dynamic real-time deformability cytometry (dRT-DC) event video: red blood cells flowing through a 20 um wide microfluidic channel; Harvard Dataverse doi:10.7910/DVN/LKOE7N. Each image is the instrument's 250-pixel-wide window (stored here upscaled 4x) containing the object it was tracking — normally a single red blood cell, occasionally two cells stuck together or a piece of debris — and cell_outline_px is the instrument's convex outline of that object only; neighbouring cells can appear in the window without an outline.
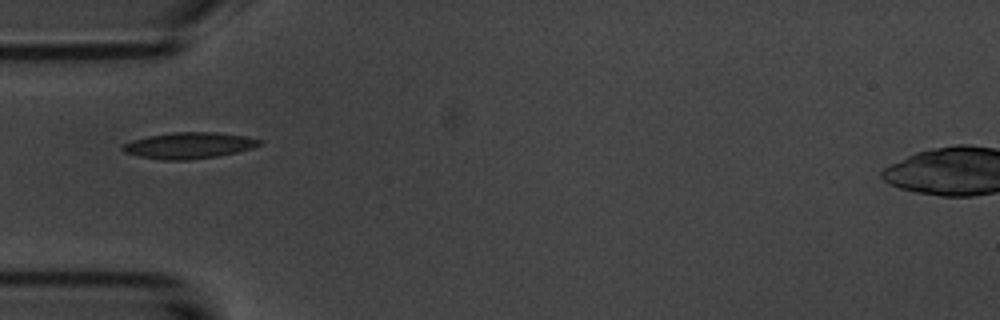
{"species": "common noctule bat (a hibernating species)", "species_latin": "Nyctalus noctula", "temperature_condition": "room temperature", "stored_images_in_passage": 7, "camera_frame_rate_fps": 3000, "um_per_image_px": 0.085, "animal": {"sex": "male", "body_mass_g": 20.1, "forearm_length_mm": 53.5}, "frame": {"image": 1, "passage_image": 5, "time_ms": 4.667, "image_size_px": [1000, 320], "cell_outline_px": [[264, 140], [260, 144], [252, 148], [236, 152], [216, 156], [188, 160], [160, 160], [140, 156], [124, 152], [120, 148], [124, 144], [132, 140], [148, 136], [172, 132], [216, 132], [248, 136]], "centroid_in_image_um": [16.07, 12.35], "position_along_channel_um": 68.9, "area_um2": 20.92}}
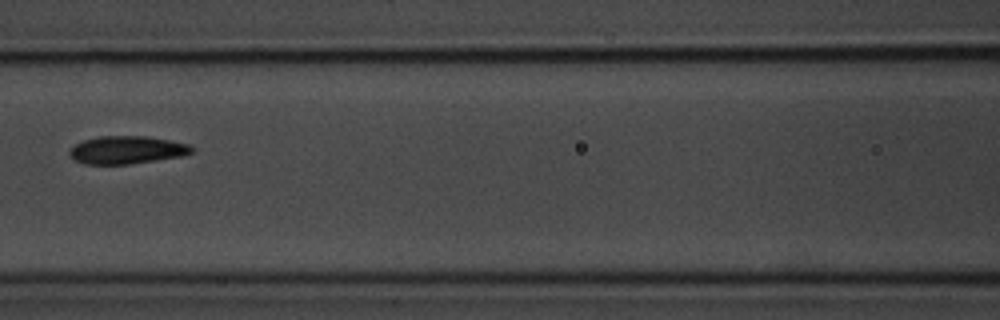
{"frame": {"image": 2, "passage_image": 7, "time_ms": 7.0, "image_size_px": [1000, 320], "cell_outline_px": [[192, 152], [180, 156], [128, 164], [84, 164], [72, 160], [68, 152], [76, 144], [84, 140], [96, 136], [144, 136], [168, 140], [188, 144], [192, 148]], "centroid_in_image_um": [10.7, 12.74], "position_along_channel_um": 155.9, "area_um2": 19.59}}